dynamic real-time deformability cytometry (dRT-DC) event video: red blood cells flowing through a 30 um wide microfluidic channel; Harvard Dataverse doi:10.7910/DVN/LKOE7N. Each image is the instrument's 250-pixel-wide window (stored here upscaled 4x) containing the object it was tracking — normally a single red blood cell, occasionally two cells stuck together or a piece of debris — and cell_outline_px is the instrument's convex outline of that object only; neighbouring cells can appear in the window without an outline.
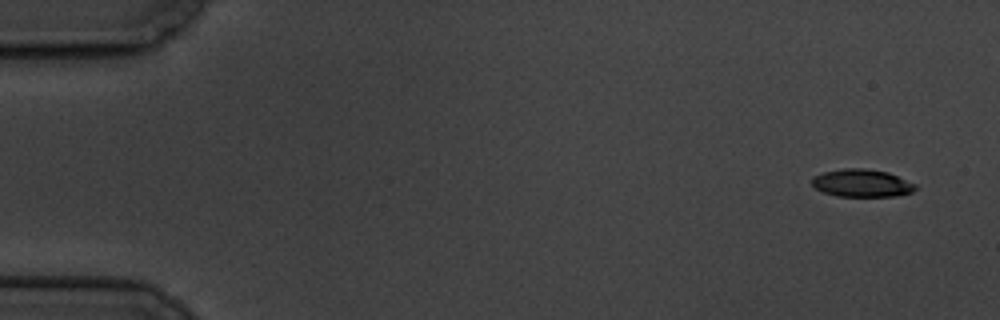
{"species": "common noctule bat (a hibernating species)", "species_latin": "Nyctalus noctula", "temperature_condition": "cold", "stored_images_in_passage": 9, "camera_frame_rate_fps": 3000, "um_per_image_px": 0.085, "animal": {"sex": "male", "body_mass_g": 19.5, "forearm_length_mm": 54.6}, "frame": {"image": 1, "passage_image": 1, "time_ms": 0.0, "image_size_px": [1000, 320], "cell_outline_px": [[916, 188], [912, 192], [896, 196], [836, 196], [824, 192], [816, 188], [812, 184], [812, 176], [824, 172], [844, 168], [864, 168], [888, 172], [916, 184]], "centroid_in_image_um": [73.25, 15.56], "position_along_channel_um": 11.7, "area_um2": 16.65}}
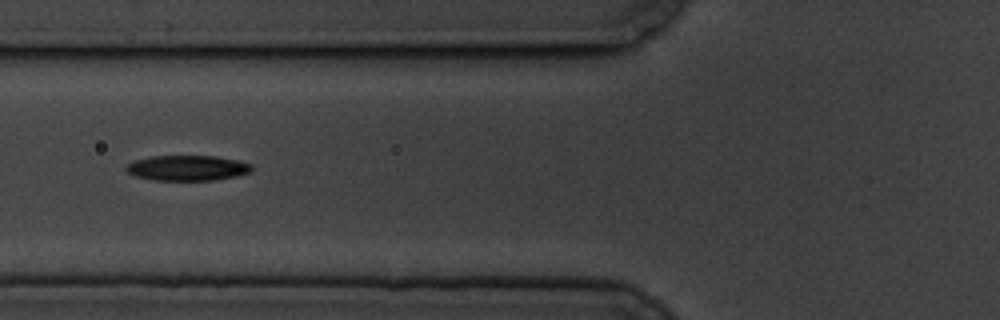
{"frame": {"image": 2, "passage_image": 6, "time_ms": 6.667, "image_size_px": [1000, 320], "cell_outline_px": [[252, 172], [236, 176], [216, 180], [152, 180], [136, 176], [128, 172], [124, 168], [128, 164], [136, 160], [152, 156], [216, 156], [236, 160], [252, 164]], "centroid_in_image_um": [15.95, 14.28], "position_along_channel_um": 109.8, "area_um2": 18.5}}
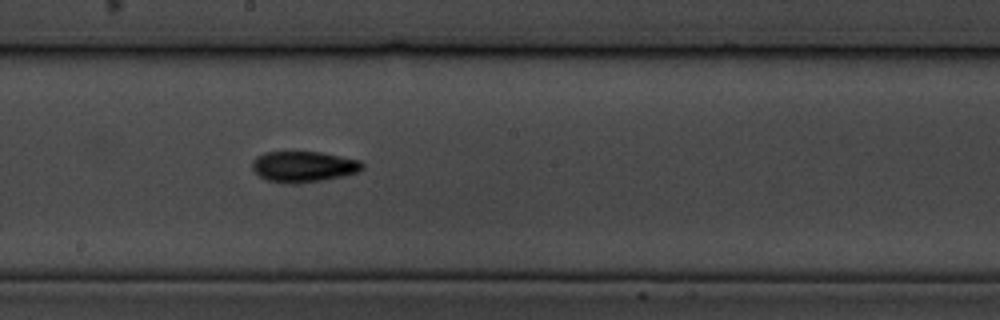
{"frame": {"image": 3, "passage_image": 9, "time_ms": 10.0, "image_size_px": [1000, 320], "cell_outline_px": [[364, 168], [360, 172], [344, 176], [320, 180], [268, 180], [260, 176], [252, 168], [252, 160], [256, 156], [264, 152], [320, 152], [360, 160], [364, 164]], "centroid_in_image_um": [25.86, 14.1], "position_along_channel_um": 222.3, "area_um2": 19.02}}